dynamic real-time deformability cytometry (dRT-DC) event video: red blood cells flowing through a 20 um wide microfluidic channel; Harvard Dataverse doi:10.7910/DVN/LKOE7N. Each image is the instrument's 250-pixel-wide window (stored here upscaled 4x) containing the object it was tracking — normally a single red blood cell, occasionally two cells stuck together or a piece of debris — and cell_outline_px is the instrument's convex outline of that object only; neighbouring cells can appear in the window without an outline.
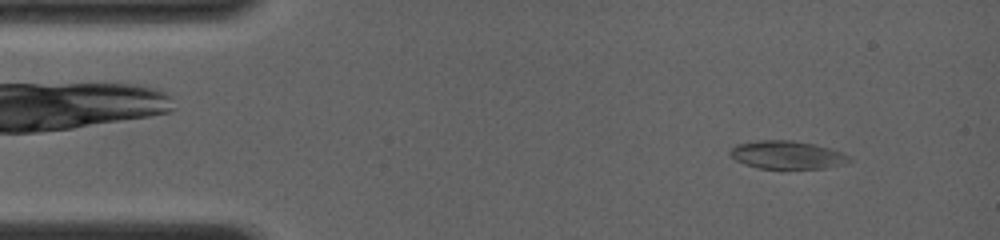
{"species": "common noctule bat (a hibernating species)", "species_latin": "Nyctalus noctula", "temperature_condition": "room temperature", "stored_images_in_passage": 62, "camera_frame_rate_fps": 4000, "um_per_image_px": 0.085, "animal": {"sex": "female", "body_mass_g": 19.0, "forearm_length_mm": 56.7}, "frame": {"image": 1, "passage_image": 8, "time_ms": 1.25, "image_size_px": [1000, 240], "cell_outline_px": [[852, 160], [848, 164], [824, 168], [760, 168], [744, 164], [736, 160], [728, 152], [736, 144], [756, 140], [792, 140], [816, 144], [844, 152]], "centroid_in_image_um": [66.94, 13.16], "position_along_channel_um": 18.1, "area_um2": 19.65}}
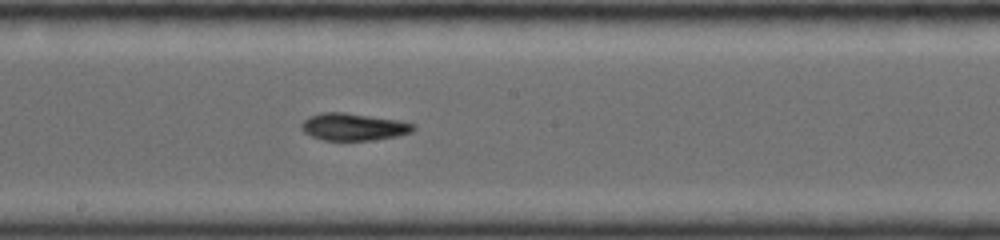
{"frame": {"image": 2, "passage_image": 40, "time_ms": 8.0, "image_size_px": [1000, 240], "cell_outline_px": [[416, 128], [412, 132], [396, 136], [372, 140], [324, 140], [312, 136], [304, 132], [300, 128], [300, 124], [308, 116], [320, 112], [344, 112], [400, 120], [416, 124]], "centroid_in_image_um": [30.05, 10.77], "position_along_channel_um": 218.2, "area_um2": 17.92}}
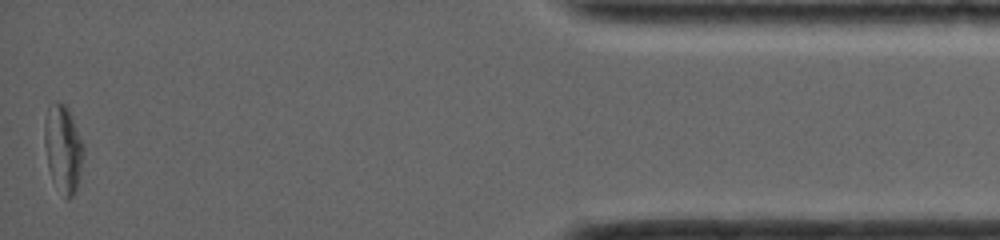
{"frame": {"image": 3, "passage_image": 62, "time_ms": 14.75, "image_size_px": [1000, 240], "cell_outline_px": [[84, 152], [76, 188], [72, 196], [68, 200], [64, 196], [52, 180], [48, 168], [44, 144], [44, 120], [48, 104], [56, 100], [64, 104], [68, 108], [84, 144]], "centroid_in_image_um": [5.34, 12.57], "position_along_channel_um": 429.9, "area_um2": 20.0}, "authors_computed_cell_mechanics": {"area_um2": 18.0336, "velocity_mm_per_s": 4.1072, "shape_relaxation_time_tau1_ms": null, "shape_relaxation_time_tau2_ms": 3.4679, "deformation_change_tau1": null, "deformation_change_tau2": 0.1255}}